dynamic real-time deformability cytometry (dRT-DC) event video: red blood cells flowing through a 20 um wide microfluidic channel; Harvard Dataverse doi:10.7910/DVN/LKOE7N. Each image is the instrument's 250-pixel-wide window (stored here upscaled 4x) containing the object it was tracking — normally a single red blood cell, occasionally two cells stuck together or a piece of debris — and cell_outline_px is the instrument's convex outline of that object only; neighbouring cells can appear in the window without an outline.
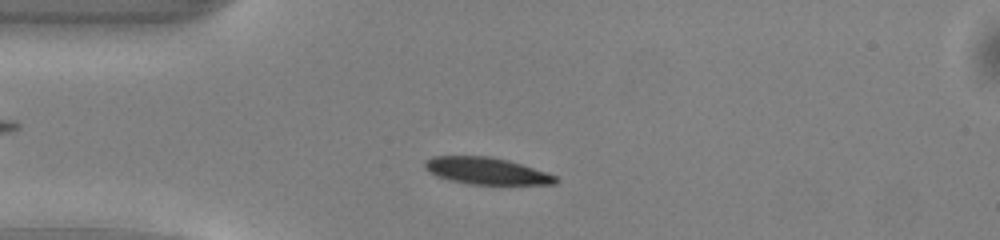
{"species": "common noctule bat (a hibernating species)", "species_latin": "Nyctalus noctula", "temperature_condition": "warm", "stored_images_in_passage": 46, "camera_frame_rate_fps": 3000, "um_per_image_px": 0.085, "animal": {"sex": "male", "body_mass_g": 13.0, "forearm_length_mm": 53.1}, "frame": {"image": 1, "passage_image": 8, "time_ms": 2.333, "image_size_px": [1000, 240], "cell_outline_px": [[560, 180], [556, 184], [468, 184], [448, 180], [436, 176], [428, 172], [424, 168], [424, 160], [432, 156], [492, 156], [508, 160], [556, 176]], "centroid_in_image_um": [41.28, 14.52], "position_along_channel_um": 43.7, "area_um2": 20.52}}
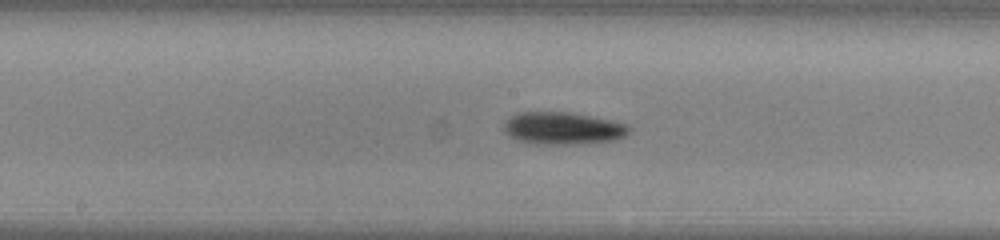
{"frame": {"image": 2, "passage_image": 21, "time_ms": 6.667, "image_size_px": [1000, 240], "cell_outline_px": [[632, 128], [624, 136], [616, 140], [564, 144], [528, 144], [508, 136], [504, 132], [504, 120], [516, 112], [568, 112], [608, 120], [624, 124]], "centroid_in_image_um": [47.74, 10.9], "position_along_channel_um": 200.5, "area_um2": 23.47}}
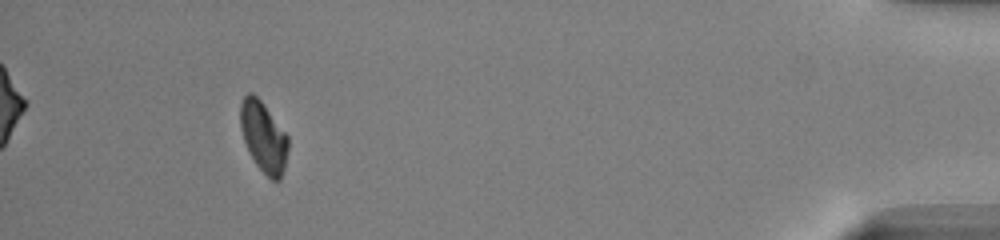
{"frame": {"image": 3, "passage_image": 42, "time_ms": 13.667, "image_size_px": [1000, 240], "cell_outline_px": [[288, 148], [284, 168], [280, 180], [272, 180], [256, 164], [248, 152], [240, 128], [240, 104], [244, 96], [248, 92], [252, 92], [260, 100], [288, 136]], "centroid_in_image_um": [22.38, 11.62], "position_along_channel_um": 412.8, "area_um2": 19.42}, "authors_computed_cell_mechanics": {"area_um2": 21.1548, "velocity_mm_per_s": 4.0408, "shape_relaxation_time_tau1_ms": 2.0058, "shape_relaxation_time_tau2_ms": null, "deformation_change_tau1": 0.1136, "deformation_change_tau2": null}}